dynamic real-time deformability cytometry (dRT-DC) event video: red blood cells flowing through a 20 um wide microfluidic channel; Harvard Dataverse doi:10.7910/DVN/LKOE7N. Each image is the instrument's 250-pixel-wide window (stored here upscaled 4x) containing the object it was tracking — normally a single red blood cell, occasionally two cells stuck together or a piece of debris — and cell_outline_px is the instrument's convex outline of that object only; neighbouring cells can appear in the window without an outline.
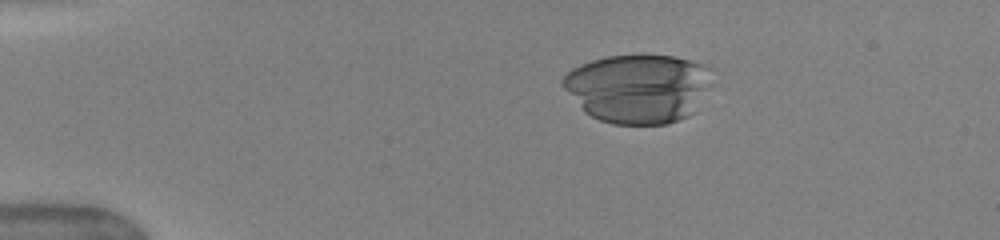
{"species": "human", "species_latin": "Homo sapiens", "temperature_condition": "warm", "stored_images_in_passage": 43, "camera_frame_rate_fps": 3000, "um_per_image_px": 0.085, "donor": {"sex": "female"}, "frame": {"image": 1, "passage_image": 3, "time_ms": 0.667, "image_size_px": [1000, 240], "cell_outline_px": [[708, 68], [696, 112], [688, 116], [668, 124], [612, 124], [600, 120], [584, 112], [560, 84], [560, 80], [572, 68], [580, 64], [592, 60], [608, 56], [672, 56], [708, 64]], "centroid_in_image_um": [54.15, 7.52], "position_along_channel_um": 30.9, "area_um2": 59.07}}